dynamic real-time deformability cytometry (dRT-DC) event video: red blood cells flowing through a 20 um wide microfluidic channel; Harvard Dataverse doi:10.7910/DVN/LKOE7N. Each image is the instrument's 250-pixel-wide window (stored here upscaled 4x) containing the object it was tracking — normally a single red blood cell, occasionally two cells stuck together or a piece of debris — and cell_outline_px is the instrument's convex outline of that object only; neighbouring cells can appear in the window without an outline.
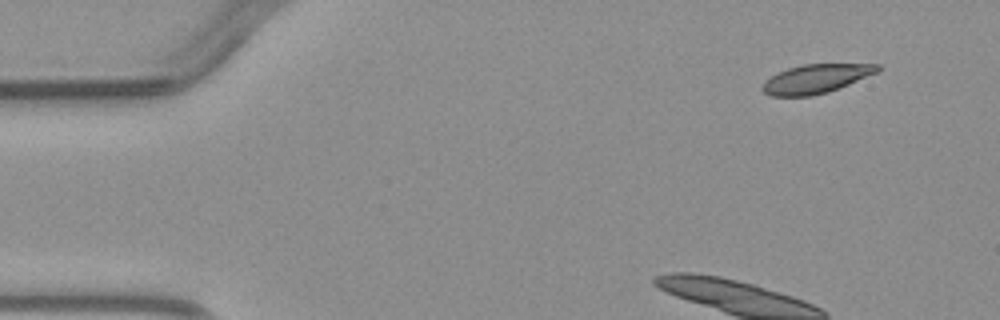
{"species": "common noctule bat (a hibernating species)", "species_latin": "Nyctalus noctula", "temperature_condition": "warm", "stored_images_in_passage": 6, "camera_frame_rate_fps": 3000, "um_per_image_px": 0.085, "animal": {"sex": "male", "body_mass_g": 23.1, "forearm_length_mm": 52.7}, "frame": {"image": 1, "passage_image": 1, "time_ms": 0.0, "image_size_px": [1000, 320], "cell_outline_px": [[880, 68], [876, 72], [848, 84], [828, 92], [812, 96], [768, 96], [760, 88], [764, 80], [788, 68], [804, 64], [880, 64]], "centroid_in_image_um": [69.29, 6.7], "position_along_channel_um": 15.7, "area_um2": 19.19}}
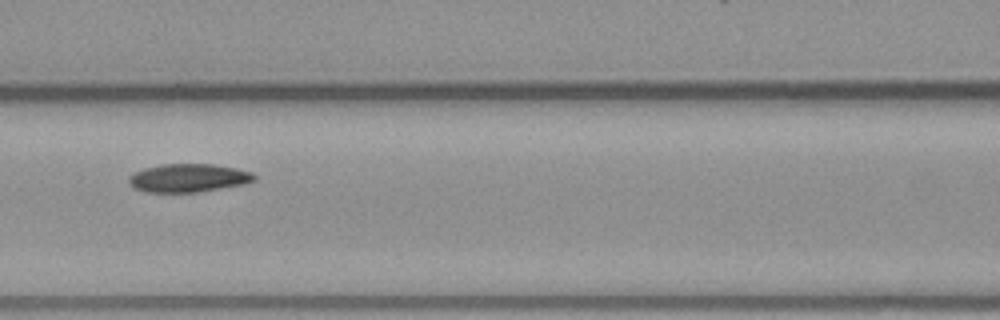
{"frame": {"image": 2, "passage_image": 5, "time_ms": 5.667, "image_size_px": [1000, 320], "cell_outline_px": [[256, 180], [244, 184], [196, 192], [144, 192], [128, 184], [128, 176], [144, 168], [160, 164], [216, 164], [236, 168], [252, 172], [256, 176]], "centroid_in_image_um": [16.01, 15.12], "position_along_channel_um": 150.6, "area_um2": 20.75}}
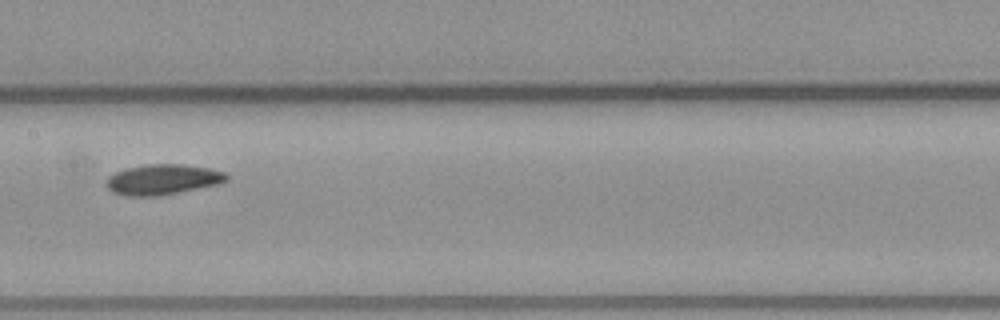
{"frame": {"image": 3, "passage_image": 6, "time_ms": 6.667, "image_size_px": [1000, 320], "cell_outline_px": [[228, 180], [220, 184], [160, 196], [128, 196], [112, 192], [104, 184], [104, 180], [108, 176], [124, 168], [148, 164], [180, 164], [208, 168], [224, 172], [228, 176]], "centroid_in_image_um": [13.8, 15.26], "position_along_channel_um": 193.6, "area_um2": 21.5}}